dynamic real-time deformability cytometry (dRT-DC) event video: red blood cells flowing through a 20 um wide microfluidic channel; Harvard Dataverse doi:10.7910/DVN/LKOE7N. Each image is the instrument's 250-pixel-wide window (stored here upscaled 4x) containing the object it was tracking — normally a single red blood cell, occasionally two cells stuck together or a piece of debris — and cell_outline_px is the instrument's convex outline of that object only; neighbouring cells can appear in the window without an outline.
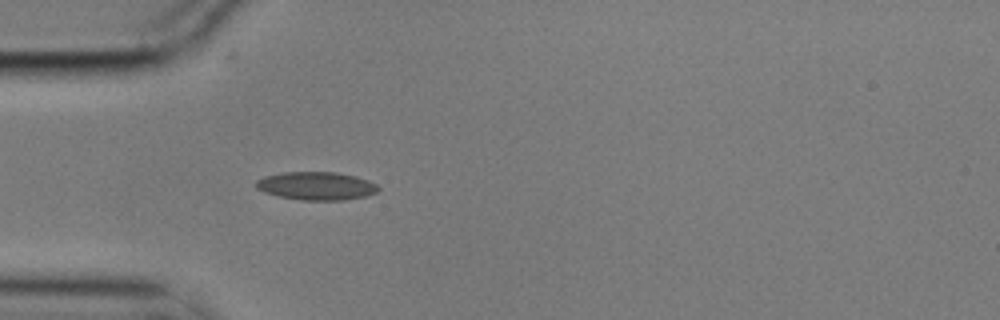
{"species": "common noctule bat (a hibernating species)", "species_latin": "Nyctalus noctula", "temperature_condition": "cold", "stored_images_in_passage": 2, "camera_frame_rate_fps": 3000, "um_per_image_px": 0.085, "animal": {"sex": "male", "body_mass_g": 17.9}, "frame": {"image": 1, "passage_image": 2, "time_ms": 0.333, "image_size_px": [1000, 320], "cell_outline_px": [[380, 188], [376, 192], [364, 196], [344, 200], [300, 200], [276, 196], [264, 192], [256, 188], [256, 180], [264, 176], [284, 172], [336, 172], [356, 176], [368, 180], [376, 184]], "centroid_in_image_um": [26.86, 15.8], "position_along_channel_um": 58.1, "area_um2": 20.11}}